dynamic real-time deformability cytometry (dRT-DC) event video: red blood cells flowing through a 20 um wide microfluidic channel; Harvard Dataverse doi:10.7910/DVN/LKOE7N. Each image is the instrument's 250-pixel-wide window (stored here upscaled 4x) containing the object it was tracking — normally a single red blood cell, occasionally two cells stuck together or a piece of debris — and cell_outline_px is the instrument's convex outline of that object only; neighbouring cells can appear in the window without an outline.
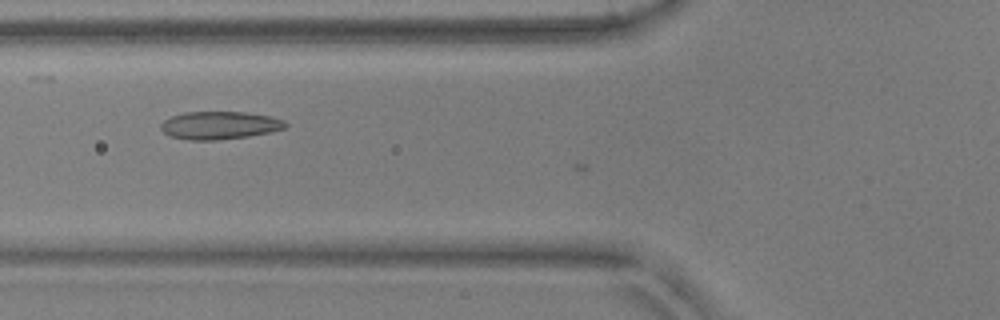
{"species": "common noctule bat (a hibernating species)", "species_latin": "Nyctalus noctula", "temperature_condition": "warm", "stored_images_in_passage": 29, "camera_frame_rate_fps": 3000, "um_per_image_px": 0.085, "animal": {"sex": "male", "body_mass_g": 17.9, "forearm_length_mm": 54.2}, "frame": {"image": 1, "passage_image": 6, "time_ms": 1.667, "image_size_px": [1000, 320], "cell_outline_px": [[288, 124], [284, 128], [268, 132], [248, 136], [216, 140], [188, 140], [168, 136], [160, 128], [160, 124], [164, 120], [172, 116], [184, 112], [244, 112], [272, 116], [284, 120]], "centroid_in_image_um": [18.64, 10.65], "position_along_channel_um": 107.2, "area_um2": 20.23}}
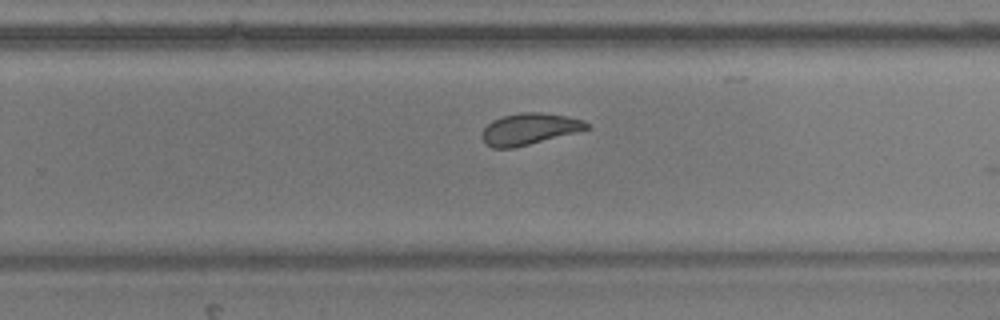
{"frame": {"image": 2, "passage_image": 20, "time_ms": 6.333, "image_size_px": [1000, 320], "cell_outline_px": [[592, 128], [580, 132], [512, 148], [492, 148], [484, 144], [480, 136], [484, 128], [492, 120], [504, 116], [520, 112], [540, 112], [568, 116], [584, 120], [592, 124]], "centroid_in_image_um": [45.04, 10.96], "position_along_channel_um": 284.8, "area_um2": 19.59}}
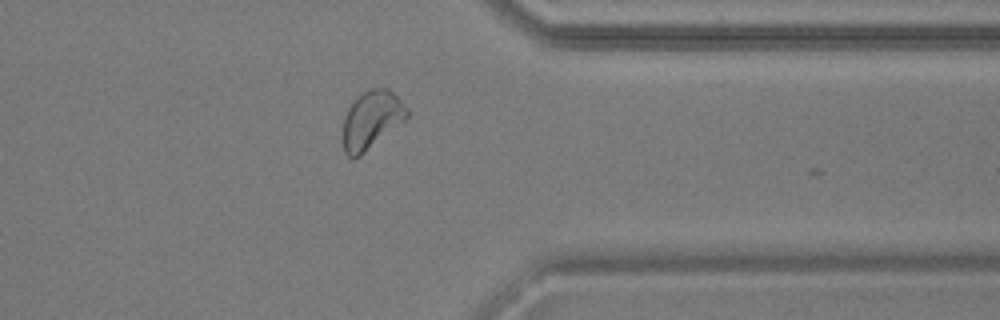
{"frame": {"image": 3, "passage_image": 28, "time_ms": 9.0, "image_size_px": [1000, 320], "cell_outline_px": [[408, 116], [404, 120], [360, 156], [348, 156], [344, 152], [344, 116], [348, 108], [356, 96], [360, 92], [368, 88], [388, 88], [408, 108]], "centroid_in_image_um": [31.57, 10.14], "position_along_channel_um": 379.8, "area_um2": 21.33}}